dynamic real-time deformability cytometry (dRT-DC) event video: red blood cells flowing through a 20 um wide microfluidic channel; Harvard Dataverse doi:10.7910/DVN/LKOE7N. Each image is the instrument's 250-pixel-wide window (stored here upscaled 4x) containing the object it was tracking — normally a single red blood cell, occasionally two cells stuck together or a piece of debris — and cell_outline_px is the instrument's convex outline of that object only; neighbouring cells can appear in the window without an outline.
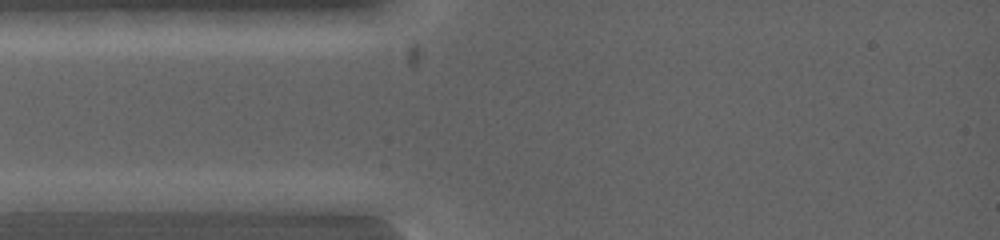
{"species": "common noctule bat (a hibernating species)", "species_latin": "Nyctalus noctula", "temperature_condition": "warm", "stored_images_in_passage": 4, "camera_frame_rate_fps": 5000, "um_per_image_px": 0.085, "animal": {"sex": "female", "body_mass_g": 19.0, "forearm_length_mm": 53.3}, "frame": {"image": 1, "passage_image": 2, "time_ms": 0.4, "image_size_px": [1000, 240], "cell_outline_px": [[112, 212], [44, 216], [16, 212], [12, 200], [80, 192], [104, 192], [112, 200]], "centroid_in_image_um": [5.55, 17.36], "position_along_channel_um": 79.4, "area_um2": 13.47}}